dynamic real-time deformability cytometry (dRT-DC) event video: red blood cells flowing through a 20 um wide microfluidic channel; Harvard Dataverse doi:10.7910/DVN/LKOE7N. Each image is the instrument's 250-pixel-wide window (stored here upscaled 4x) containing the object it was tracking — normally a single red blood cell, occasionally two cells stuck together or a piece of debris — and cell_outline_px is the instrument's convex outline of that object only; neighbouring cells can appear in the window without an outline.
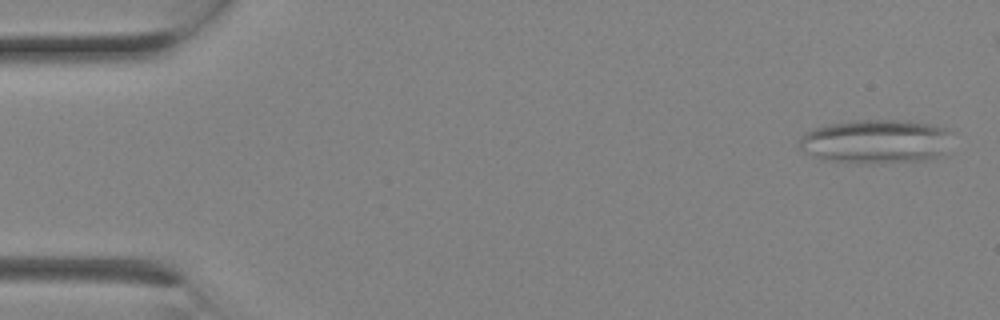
{"species": "Egyptian fruit bat (a non-hibernating species)", "species_latin": "Rousettus aegyptiacus", "temperature_condition": "room temperature", "stored_images_in_passage": 4, "camera_frame_rate_fps": 3000, "um_per_image_px": 0.085, "animal": {"sex": "female"}, "frame": {"image": 1, "passage_image": 1, "time_ms": 0.0, "image_size_px": [1000, 320], "cell_outline_px": [[952, 132], [948, 156], [928, 160], [880, 164], [848, 164], [820, 160], [804, 152], [800, 148], [800, 140], [808, 132], [816, 128], [828, 124], [852, 120], [908, 120], [932, 124], [944, 128]], "centroid_in_image_um": [74.55, 12.07], "position_along_channel_um": 10.5, "area_um2": 40.63}}